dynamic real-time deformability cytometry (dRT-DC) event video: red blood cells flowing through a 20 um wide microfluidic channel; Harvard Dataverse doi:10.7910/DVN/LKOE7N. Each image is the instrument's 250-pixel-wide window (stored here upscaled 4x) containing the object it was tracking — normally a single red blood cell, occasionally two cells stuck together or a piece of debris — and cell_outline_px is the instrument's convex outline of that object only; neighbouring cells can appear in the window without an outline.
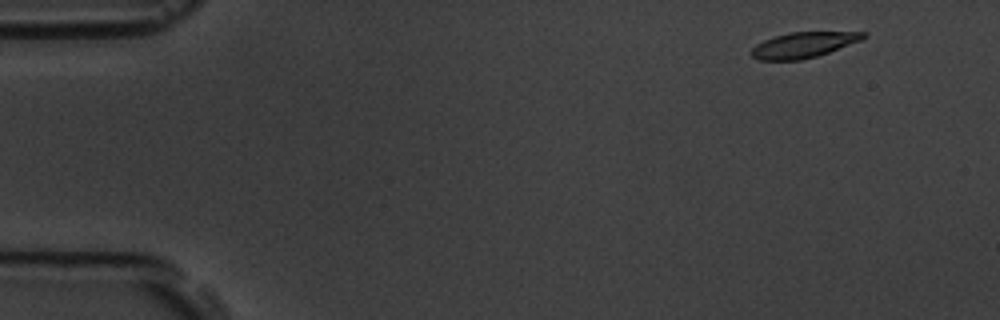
{"species": "common noctule bat (a hibernating species)", "species_latin": "Nyctalus noctula", "temperature_condition": "room temperature", "stored_images_in_passage": 3, "camera_frame_rate_fps": 3000, "um_per_image_px": 0.085, "animal": {"sex": "male", "body_mass_g": 19.5, "forearm_length_mm": 54.6}, "frame": {"image": 1, "passage_image": 1, "time_ms": 0.0, "image_size_px": [1000, 320], "cell_outline_px": [[868, 36], [860, 40], [828, 52], [816, 56], [800, 60], [760, 60], [752, 56], [748, 52], [756, 44], [764, 40], [788, 32], [868, 32]], "centroid_in_image_um": [68.26, 3.81], "position_along_channel_um": 16.7, "area_um2": 16.53}}